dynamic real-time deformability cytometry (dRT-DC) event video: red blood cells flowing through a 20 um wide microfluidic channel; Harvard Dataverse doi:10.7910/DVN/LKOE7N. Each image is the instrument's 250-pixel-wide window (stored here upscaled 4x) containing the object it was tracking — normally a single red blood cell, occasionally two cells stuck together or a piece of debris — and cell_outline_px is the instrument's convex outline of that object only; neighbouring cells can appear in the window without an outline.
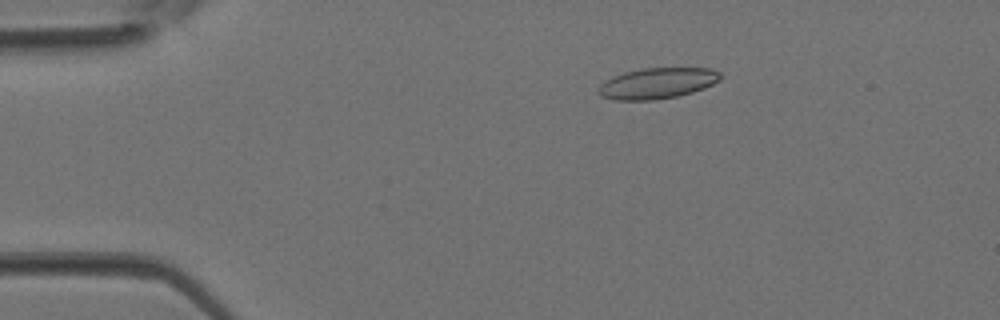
{"species": "Egyptian fruit bat (a non-hibernating species)", "species_latin": "Rousettus aegyptiacus", "temperature_condition": "room temperature", "stored_images_in_passage": 3, "camera_frame_rate_fps": 3000, "um_per_image_px": 0.085, "animal": {"sex": "female"}, "frame": {"image": 1, "passage_image": 3, "time_ms": 0.667, "image_size_px": [1000, 320], "cell_outline_px": [[720, 80], [704, 88], [692, 92], [676, 96], [652, 100], [616, 100], [600, 96], [596, 88], [604, 80], [612, 76], [624, 72], [640, 68], [712, 68], [720, 72]], "centroid_in_image_um": [55.82, 7.07], "position_along_channel_um": 29.2, "area_um2": 22.08}}